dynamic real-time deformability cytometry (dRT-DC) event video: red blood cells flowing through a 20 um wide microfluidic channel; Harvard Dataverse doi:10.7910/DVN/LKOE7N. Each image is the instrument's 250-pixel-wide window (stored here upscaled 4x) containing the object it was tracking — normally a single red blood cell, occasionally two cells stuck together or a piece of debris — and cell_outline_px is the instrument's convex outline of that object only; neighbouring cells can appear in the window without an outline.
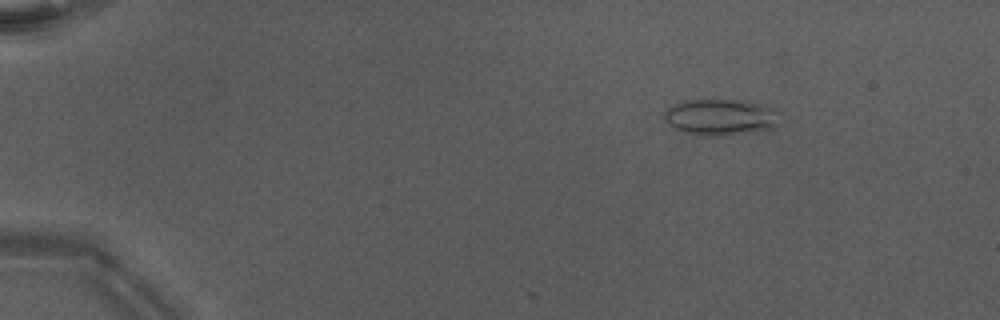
{"species": "Egyptian fruit bat (a non-hibernating species)", "species_latin": "Rousettus aegyptiacus", "temperature_condition": "warm", "stored_images_in_passage": 4, "camera_frame_rate_fps": 3000, "um_per_image_px": 0.085, "animal": {"sex": "male"}, "frame": {"image": 1, "passage_image": 1, "time_ms": 0.0, "image_size_px": [1000, 320], "cell_outline_px": [[780, 124], [772, 128], [748, 132], [708, 136], [684, 132], [668, 124], [664, 116], [664, 112], [668, 108], [676, 104], [688, 100], [744, 100], [760, 104]], "centroid_in_image_um": [61.12, 9.96], "position_along_channel_um": 23.9, "area_um2": 23.18}}